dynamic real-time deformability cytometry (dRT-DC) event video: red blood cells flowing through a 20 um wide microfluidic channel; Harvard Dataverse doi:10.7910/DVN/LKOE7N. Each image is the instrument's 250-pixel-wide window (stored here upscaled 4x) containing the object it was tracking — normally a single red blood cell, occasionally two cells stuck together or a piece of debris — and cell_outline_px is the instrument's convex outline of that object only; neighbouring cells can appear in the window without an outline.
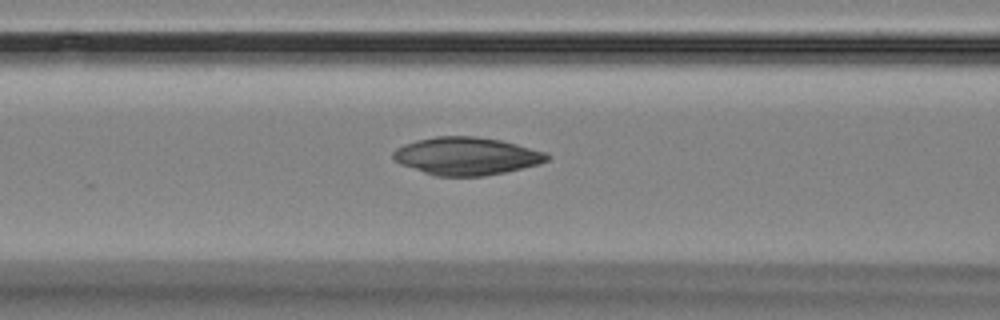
{"species": "Egyptian fruit bat (a non-hibernating species)", "species_latin": "Rousettus aegyptiacus", "temperature_condition": "room temperature", "stored_images_in_passage": 7, "camera_frame_rate_fps": 3000, "um_per_image_px": 0.085, "animal": {"sex": "female"}, "frame": {"image": 1, "passage_image": 7, "time_ms": 7.667, "image_size_px": [1000, 320], "cell_outline_px": [[552, 156], [548, 160], [540, 164], [504, 172], [484, 176], [436, 176], [400, 164], [392, 156], [392, 152], [396, 148], [404, 144], [416, 140], [436, 136], [476, 136], [500, 140], [548, 152]], "centroid_in_image_um": [39.68, 13.26], "position_along_channel_um": 126.9, "area_um2": 33.93}}